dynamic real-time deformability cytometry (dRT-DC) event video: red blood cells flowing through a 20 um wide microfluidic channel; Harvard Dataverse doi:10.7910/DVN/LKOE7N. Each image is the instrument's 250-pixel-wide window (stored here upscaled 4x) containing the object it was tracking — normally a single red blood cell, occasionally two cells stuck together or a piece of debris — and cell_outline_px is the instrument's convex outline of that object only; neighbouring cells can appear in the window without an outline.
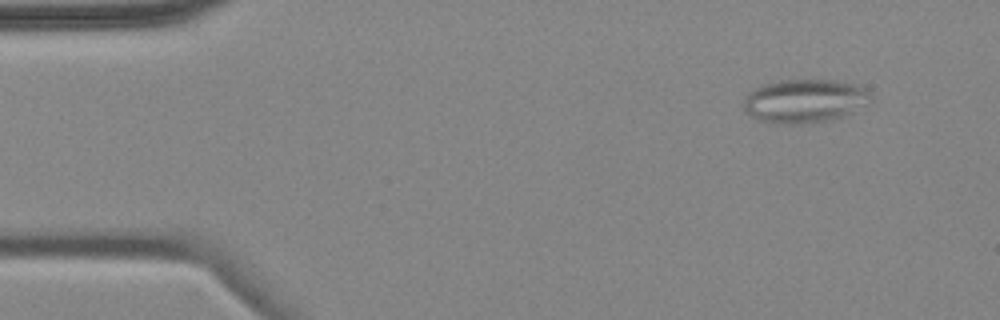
{"species": "common noctule bat (a hibernating species)", "species_latin": "Nyctalus noctula", "temperature_condition": "cold", "stored_images_in_passage": 5, "camera_frame_rate_fps": 3000, "um_per_image_px": 0.085, "animal": {"sex": "female", "body_mass_g": 18.4}, "frame": {"image": 1, "passage_image": 2, "time_ms": 1.333, "image_size_px": [1000, 320], "cell_outline_px": [[872, 96], [852, 112], [840, 116], [824, 120], [796, 124], [776, 124], [760, 120], [744, 112], [744, 104], [748, 92], [760, 84], [780, 80], [836, 80], [856, 84], [864, 88]], "centroid_in_image_um": [68.31, 8.56], "position_along_channel_um": 16.7, "area_um2": 31.85}}
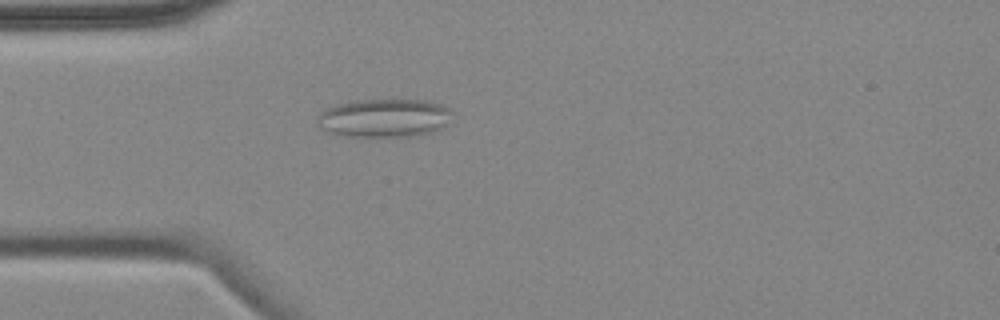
{"frame": {"image": 2, "passage_image": 5, "time_ms": 4.667, "image_size_px": [1000, 320], "cell_outline_px": [[452, 112], [444, 124], [440, 128], [428, 132], [412, 136], [344, 136], [320, 128], [316, 124], [316, 116], [320, 112], [336, 104], [356, 100], [424, 100], [440, 104], [448, 108]], "centroid_in_image_um": [32.58, 10.02], "position_along_channel_um": 52.4, "area_um2": 29.82}}